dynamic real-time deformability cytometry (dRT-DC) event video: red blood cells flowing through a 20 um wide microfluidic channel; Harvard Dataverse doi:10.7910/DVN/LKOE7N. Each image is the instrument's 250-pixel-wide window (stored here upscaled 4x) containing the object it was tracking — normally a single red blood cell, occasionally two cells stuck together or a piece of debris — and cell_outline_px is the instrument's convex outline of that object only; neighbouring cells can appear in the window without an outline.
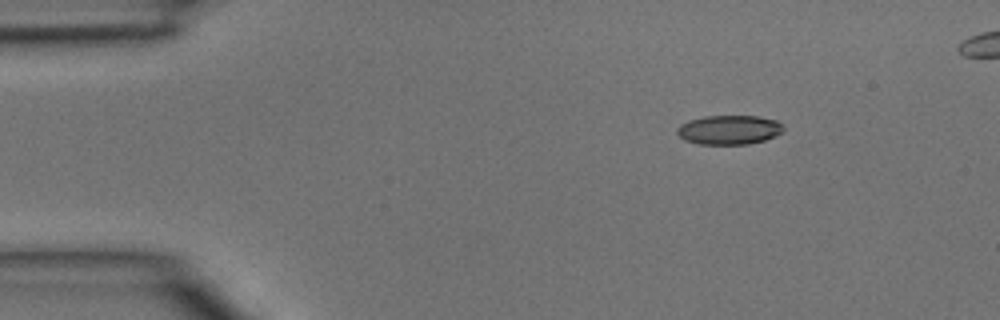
{"species": "common noctule bat (a hibernating species)", "species_latin": "Nyctalus noctula", "temperature_condition": "room temperature", "stored_images_in_passage": 3, "camera_frame_rate_fps": 3000, "um_per_image_px": 0.085, "animal": {"sex": "male", "body_mass_g": 15.6}, "frame": {"image": 1, "passage_image": 1, "time_ms": 0.0, "image_size_px": [1000, 320], "cell_outline_px": [[784, 132], [764, 140], [748, 144], [700, 144], [684, 140], [676, 132], [676, 128], [680, 124], [688, 120], [704, 116], [756, 116], [776, 120], [784, 128]], "centroid_in_image_um": [61.95, 11.03], "position_along_channel_um": 23.1, "area_um2": 18.15}}